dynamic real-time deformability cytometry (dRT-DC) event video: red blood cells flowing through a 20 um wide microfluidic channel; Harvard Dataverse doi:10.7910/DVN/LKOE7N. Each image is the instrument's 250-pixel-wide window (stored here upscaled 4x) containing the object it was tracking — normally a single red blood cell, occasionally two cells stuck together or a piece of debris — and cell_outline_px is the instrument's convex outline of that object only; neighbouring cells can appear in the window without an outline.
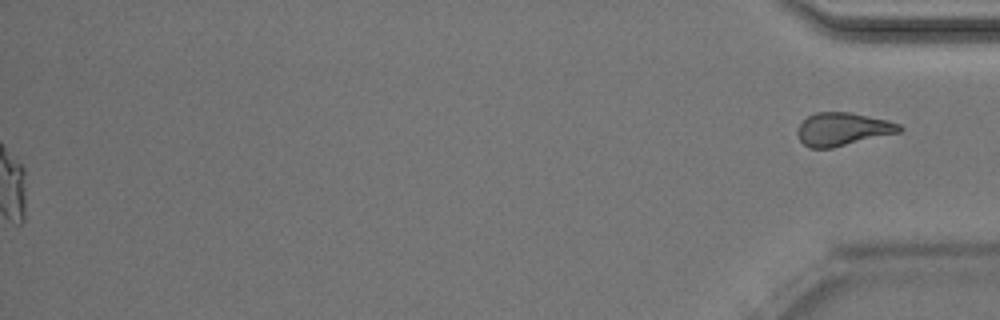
{"species": "Egyptian fruit bat (a non-hibernating species)", "species_latin": "Rousettus aegyptiacus", "temperature_condition": "room temperature", "stored_images_in_passage": 51, "segment_of_instrument_passage": [2, 2], "camera_frame_rate_fps": 3000, "um_per_image_px": 0.085, "animal": {"sex": "male"}, "frame": {"image": 1, "passage_image": 51, "time_ms": 16.667, "image_size_px": [1000, 320], "cell_outline_px": [[904, 128], [900, 132], [832, 148], [808, 148], [800, 140], [796, 132], [800, 124], [808, 116], [816, 112], [852, 112], [888, 120], [900, 124]], "centroid_in_image_um": [71.64, 10.97], "position_along_channel_um": 363.6, "area_um2": 19.71}}